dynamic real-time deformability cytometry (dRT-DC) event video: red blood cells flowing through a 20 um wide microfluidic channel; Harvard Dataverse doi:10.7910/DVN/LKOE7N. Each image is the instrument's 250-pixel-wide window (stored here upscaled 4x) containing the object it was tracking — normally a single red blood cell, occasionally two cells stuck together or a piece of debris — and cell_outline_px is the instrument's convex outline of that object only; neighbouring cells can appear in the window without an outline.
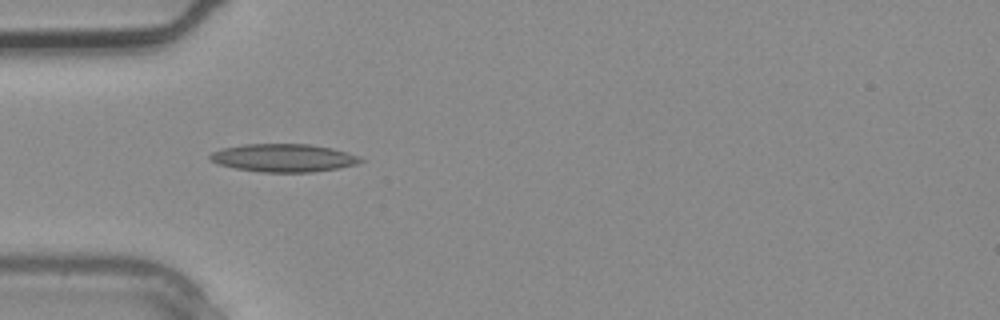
{"species": "common noctule bat (a hibernating species)", "species_latin": "Nyctalus noctula", "temperature_condition": "warm", "stored_images_in_passage": 1, "camera_frame_rate_fps": 3000, "um_per_image_px": 0.085, "animal": {"sex": "male", "body_mass_g": 20.4}, "frame": {"image": 1, "passage_image": 1, "time_ms": 0.0, "image_size_px": [1000, 320], "cell_outline_px": [[364, 160], [356, 164], [340, 168], [312, 172], [260, 172], [236, 168], [220, 164], [212, 160], [208, 156], [212, 152], [220, 148], [244, 144], [308, 144], [332, 148], [348, 152], [360, 156]], "centroid_in_image_um": [24.13, 13.41], "position_along_channel_um": 60.9, "area_um2": 24.57}}